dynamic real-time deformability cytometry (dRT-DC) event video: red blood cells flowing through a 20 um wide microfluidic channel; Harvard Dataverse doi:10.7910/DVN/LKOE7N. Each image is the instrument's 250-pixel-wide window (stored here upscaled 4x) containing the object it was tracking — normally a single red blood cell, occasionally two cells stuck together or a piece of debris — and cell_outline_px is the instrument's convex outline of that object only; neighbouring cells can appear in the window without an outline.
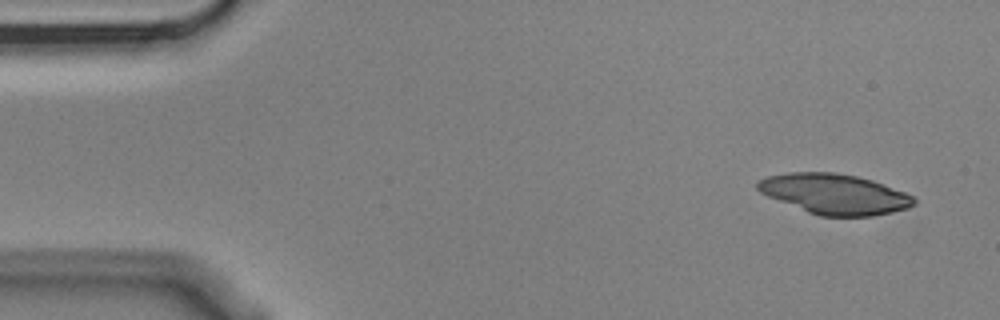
{"species": "Egyptian fruit bat (a non-hibernating species)", "species_latin": "Rousettus aegyptiacus", "temperature_condition": "cold", "stored_images_in_passage": 4, "camera_frame_rate_fps": 3000, "um_per_image_px": 0.085, "animal": {"sex": "male"}, "frame": {"image": 1, "passage_image": 1, "time_ms": 0.0, "image_size_px": [1000, 320], "cell_outline_px": [[916, 204], [908, 208], [892, 212], [872, 216], [820, 216], [808, 212], [768, 196], [760, 192], [756, 188], [756, 184], [760, 180], [768, 176], [788, 172], [836, 172], [856, 176], [872, 180], [916, 196]], "centroid_in_image_um": [70.97, 16.49], "position_along_channel_um": 14.0, "area_um2": 36.65}}